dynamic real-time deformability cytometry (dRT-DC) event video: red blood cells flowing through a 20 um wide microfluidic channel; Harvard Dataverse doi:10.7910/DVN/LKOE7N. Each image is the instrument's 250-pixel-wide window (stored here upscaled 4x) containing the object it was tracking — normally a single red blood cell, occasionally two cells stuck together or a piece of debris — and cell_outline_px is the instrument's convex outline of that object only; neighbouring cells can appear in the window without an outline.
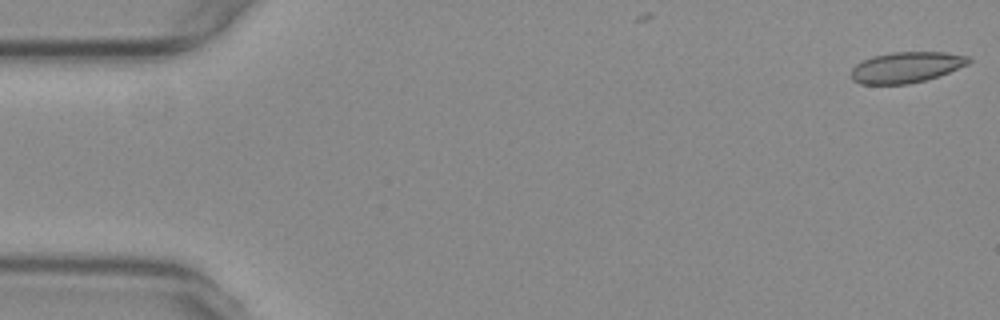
{"species": "common noctule bat (a hibernating species)", "species_latin": "Nyctalus noctula", "temperature_condition": "warm", "stored_images_in_passage": 7, "camera_frame_rate_fps": 3000, "um_per_image_px": 0.085, "animal": {"sex": "female", "body_mass_g": 29.2, "forearm_length_mm": 56.3}, "frame": {"image": 1, "passage_image": 1, "time_ms": 0.0, "image_size_px": [1000, 320], "cell_outline_px": [[972, 60], [968, 64], [940, 76], [908, 84], [860, 84], [852, 80], [852, 68], [856, 64], [872, 56], [892, 52], [944, 52], [972, 56]], "centroid_in_image_um": [77.07, 5.71], "position_along_channel_um": 7.9, "area_um2": 21.21}}